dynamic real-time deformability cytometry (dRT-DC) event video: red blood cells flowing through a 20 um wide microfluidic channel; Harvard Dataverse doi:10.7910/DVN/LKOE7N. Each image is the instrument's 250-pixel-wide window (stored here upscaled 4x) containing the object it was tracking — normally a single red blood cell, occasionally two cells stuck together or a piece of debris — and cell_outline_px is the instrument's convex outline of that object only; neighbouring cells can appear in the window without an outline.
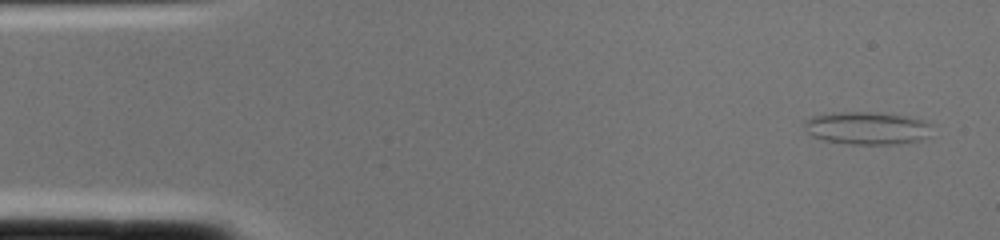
{"species": "common noctule bat (a hibernating species)", "species_latin": "Nyctalus noctula", "temperature_condition": "cold", "stored_images_in_passage": 2, "camera_frame_rate_fps": 3000, "um_per_image_px": 0.085, "animal": {"sex": "female", "body_mass_g": 22.0, "forearm_length_mm": 56.7}, "frame": {"image": 1, "passage_image": 1, "time_ms": 0.0, "image_size_px": [1000, 240], "cell_outline_px": [[928, 136], [920, 140], [896, 144], [852, 144], [824, 140], [812, 136], [804, 132], [804, 124], [812, 116], [832, 112], [872, 112], [904, 116], [920, 120], [928, 124]], "centroid_in_image_um": [73.6, 10.89], "position_along_channel_um": 11.4, "area_um2": 23.99}}